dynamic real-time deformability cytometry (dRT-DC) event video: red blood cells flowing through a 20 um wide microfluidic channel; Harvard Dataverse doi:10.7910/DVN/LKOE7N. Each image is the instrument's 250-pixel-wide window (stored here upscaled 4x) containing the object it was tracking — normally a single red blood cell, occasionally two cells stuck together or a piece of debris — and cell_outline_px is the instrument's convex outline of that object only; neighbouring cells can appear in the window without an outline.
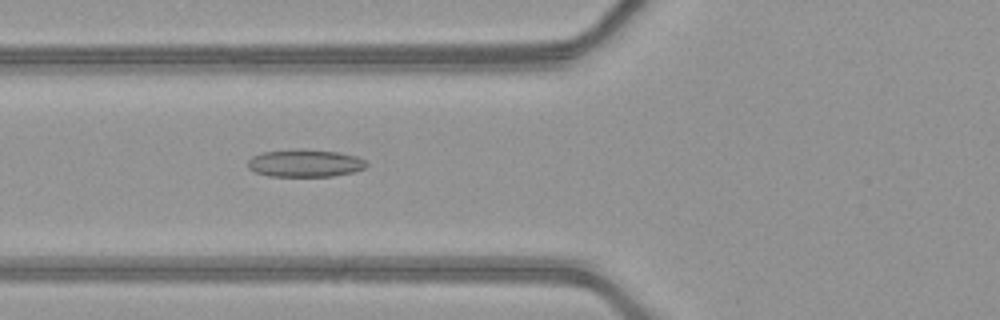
{"species": "common noctule bat (a hibernating species)", "species_latin": "Nyctalus noctula", "temperature_condition": "warm", "stored_images_in_passage": 33, "camera_frame_rate_fps": 3000, "um_per_image_px": 0.085, "animal": {"sex": "female", "body_mass_g": 21.9}, "frame": {"image": 1, "passage_image": 3, "time_ms": 0.667, "image_size_px": [1000, 320], "cell_outline_px": [[368, 164], [364, 168], [352, 172], [332, 176], [268, 176], [256, 172], [248, 168], [248, 160], [252, 156], [264, 152], [296, 148], [300, 148], [340, 152], [356, 156], [364, 160]], "centroid_in_image_um": [25.91, 13.85], "position_along_channel_um": 99.9, "area_um2": 19.13}}
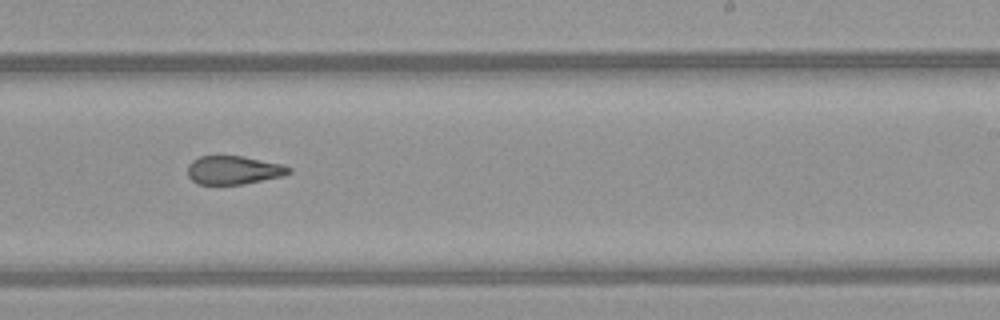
{"frame": {"image": 2, "passage_image": 15, "time_ms": 4.667, "image_size_px": [1000, 320], "cell_outline_px": [[292, 172], [284, 176], [244, 184], [196, 184], [188, 176], [188, 164], [192, 160], [200, 156], [244, 156], [284, 164], [292, 168]], "centroid_in_image_um": [19.89, 14.45], "position_along_channel_um": 269.1, "area_um2": 17.05}}
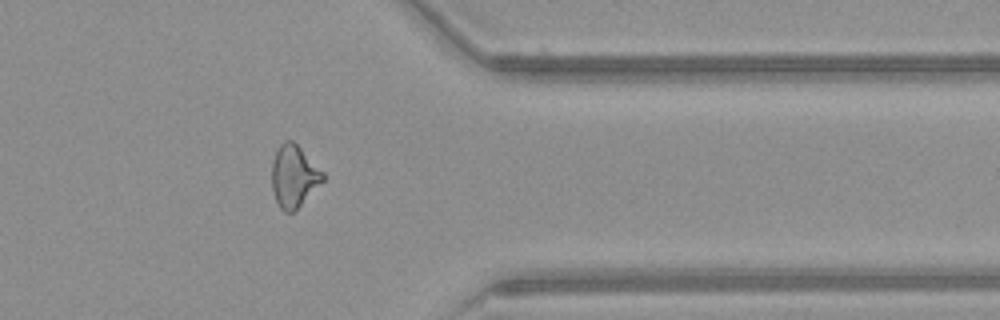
{"frame": {"image": 3, "passage_image": 24, "time_ms": 7.667, "image_size_px": [1000, 320], "cell_outline_px": [[324, 180], [292, 212], [284, 212], [280, 208], [276, 200], [272, 188], [272, 160], [280, 144], [284, 140], [292, 140], [324, 172]], "centroid_in_image_um": [24.96, 14.96], "position_along_channel_um": 386.4, "area_um2": 18.09}, "authors_computed_cell_mechanics": {"area_um2": 18.0914, "velocity_mm_per_s": 4.2117, "shape_relaxation_time_tau1_ms": null, "shape_relaxation_time_tau2_ms": 1.8586, "deformation_change_tau1": null, "deformation_change_tau2": 0.1032}}